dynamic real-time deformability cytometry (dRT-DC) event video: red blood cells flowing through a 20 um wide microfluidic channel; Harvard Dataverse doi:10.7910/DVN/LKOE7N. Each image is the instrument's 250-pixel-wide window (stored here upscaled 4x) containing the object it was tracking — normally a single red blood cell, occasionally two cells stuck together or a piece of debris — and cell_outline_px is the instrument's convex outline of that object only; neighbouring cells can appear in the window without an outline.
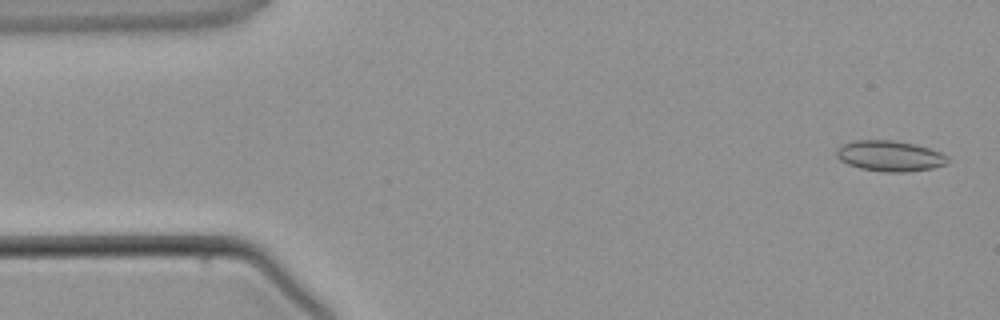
{"species": "common noctule bat (a hibernating species)", "species_latin": "Nyctalus noctula", "temperature_condition": "warm", "stored_images_in_passage": 4, "camera_frame_rate_fps": 3000, "um_per_image_px": 0.085, "animal": {"sex": "male", "body_mass_g": 21.5, "forearm_length_mm": 52.0}, "frame": {"image": 1, "passage_image": 1, "time_ms": 0.0, "image_size_px": [1000, 320], "cell_outline_px": [[948, 164], [932, 168], [908, 172], [884, 172], [860, 168], [848, 164], [840, 160], [836, 156], [836, 148], [844, 144], [856, 140], [892, 140], [912, 144], [928, 148], [940, 152], [948, 156]], "centroid_in_image_um": [75.63, 13.26], "position_along_channel_um": 9.4, "area_um2": 19.83}}